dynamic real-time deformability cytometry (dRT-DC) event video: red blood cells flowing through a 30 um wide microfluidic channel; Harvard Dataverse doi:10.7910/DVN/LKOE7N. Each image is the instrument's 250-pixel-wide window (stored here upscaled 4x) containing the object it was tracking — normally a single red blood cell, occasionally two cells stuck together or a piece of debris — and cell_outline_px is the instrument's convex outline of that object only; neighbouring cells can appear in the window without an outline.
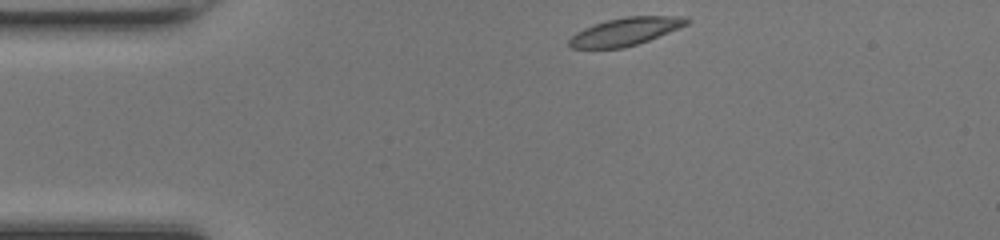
{"species": "common noctule bat (a hibernating species)", "species_latin": "Nyctalus noctula", "temperature_condition": "room temperature", "stored_images_in_passage": 41, "camera_frame_rate_fps": 3000, "um_per_image_px": 0.085, "animal": {"sex": "female", "body_mass_g": 17.0, "forearm_length_mm": 48.0}, "frame": {"image": 1, "passage_image": 1, "time_ms": 0.0, "image_size_px": [1000, 240], "cell_outline_px": [[692, 20], [688, 24], [648, 40], [624, 48], [572, 48], [568, 44], [568, 40], [576, 32], [584, 28], [608, 20], [628, 16], [680, 16]], "centroid_in_image_um": [53.15, 2.68], "position_along_channel_um": 31.8, "area_um2": 18.73}}
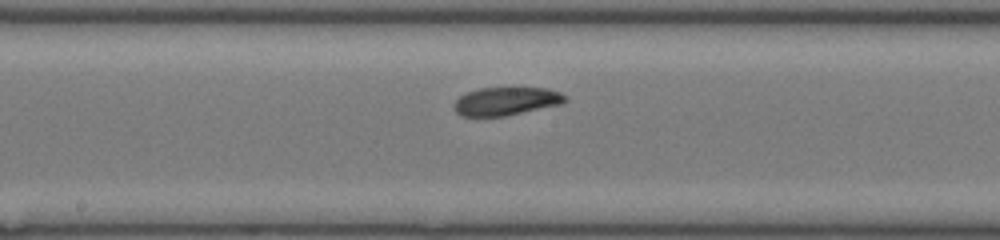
{"frame": {"image": 2, "passage_image": 17, "time_ms": 5.333, "image_size_px": [1000, 240], "cell_outline_px": [[568, 100], [564, 104], [504, 116], [460, 116], [452, 108], [452, 104], [460, 96], [468, 92], [480, 88], [548, 88], [560, 92], [568, 96]], "centroid_in_image_um": [43.05, 8.61], "position_along_channel_um": 205.1, "area_um2": 18.5}}
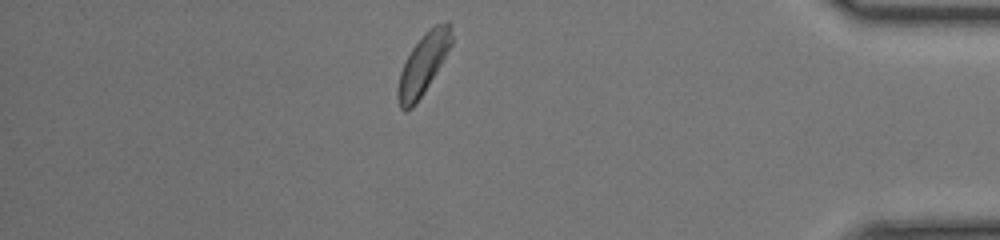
{"frame": {"image": 3, "passage_image": 34, "time_ms": 11.0, "image_size_px": [1000, 240], "cell_outline_px": [[452, 44], [424, 92], [416, 104], [412, 108], [404, 112], [400, 108], [396, 96], [396, 92], [400, 72], [412, 48], [424, 32], [428, 28], [436, 24], [448, 20], [452, 36]], "centroid_in_image_um": [35.94, 5.46], "position_along_channel_um": 399.3, "area_um2": 18.84}, "authors_computed_cell_mechanics": {"area_um2": 18.7272, "velocity_mm_per_s": 4.1623, "shape_relaxation_time_tau1_ms": 5.2467, "shape_relaxation_time_tau2_ms": 4.2339, "deformation_change_tau1": 0.1522, "deformation_change_tau2": 0.1111}}